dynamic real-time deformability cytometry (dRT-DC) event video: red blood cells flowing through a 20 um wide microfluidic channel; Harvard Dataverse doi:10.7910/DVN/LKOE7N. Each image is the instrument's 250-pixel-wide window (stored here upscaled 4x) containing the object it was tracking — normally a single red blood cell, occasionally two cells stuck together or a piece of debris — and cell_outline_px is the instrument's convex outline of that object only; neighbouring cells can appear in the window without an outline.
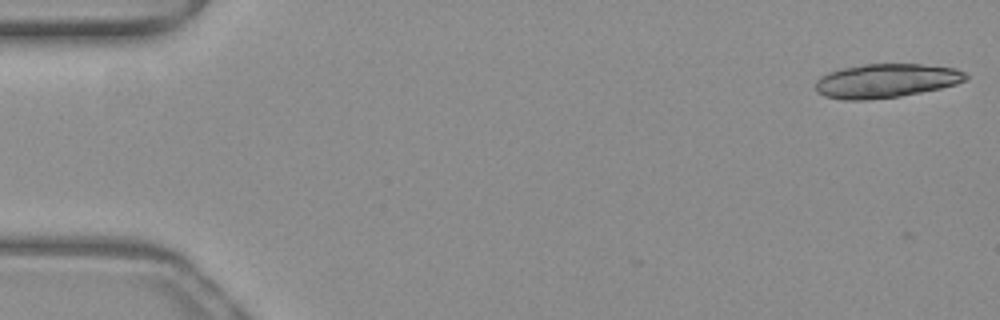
{"species": "common noctule bat (a hibernating species)", "species_latin": "Nyctalus noctula", "temperature_condition": "warm", "stored_images_in_passage": 3, "camera_frame_rate_fps": 3000, "um_per_image_px": 0.085, "animal": {"sex": "female", "body_mass_g": 19.3, "forearm_length_mm": 54.1}, "frame": {"image": 1, "passage_image": 1, "time_ms": 0.0, "image_size_px": [1000, 320], "cell_outline_px": [[968, 76], [964, 80], [956, 84], [940, 88], [900, 96], [868, 100], [844, 100], [824, 96], [816, 92], [816, 80], [820, 76], [828, 72], [844, 68], [864, 64], [920, 64], [956, 68], [964, 72]], "centroid_in_image_um": [75.28, 6.87], "position_along_channel_um": 9.7, "area_um2": 29.71}}